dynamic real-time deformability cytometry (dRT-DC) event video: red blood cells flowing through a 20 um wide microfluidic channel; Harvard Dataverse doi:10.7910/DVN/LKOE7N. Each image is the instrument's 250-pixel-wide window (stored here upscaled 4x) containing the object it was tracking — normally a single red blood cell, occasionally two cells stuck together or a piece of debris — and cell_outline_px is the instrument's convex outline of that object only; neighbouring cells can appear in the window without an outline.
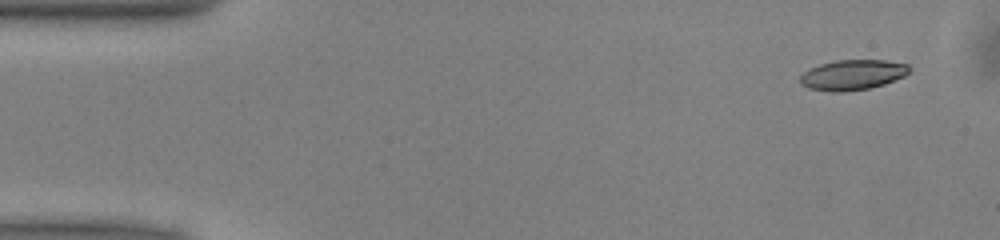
{"species": "common noctule bat (a hibernating species)", "species_latin": "Nyctalus noctula", "temperature_condition": "warm", "stored_images_in_passage": 44, "camera_frame_rate_fps": 3000, "um_per_image_px": 0.085, "animal": {"sex": "male", "body_mass_g": 13.0, "forearm_length_mm": 53.1}, "frame": {"image": 1, "passage_image": 1, "time_ms": 0.0, "image_size_px": [1000, 240], "cell_outline_px": [[912, 72], [904, 76], [884, 84], [868, 88], [844, 92], [828, 92], [808, 88], [800, 84], [800, 76], [808, 68], [820, 64], [836, 60], [884, 60], [908, 64], [912, 68]], "centroid_in_image_um": [72.47, 6.36], "position_along_channel_um": 12.5, "area_um2": 19.48}}
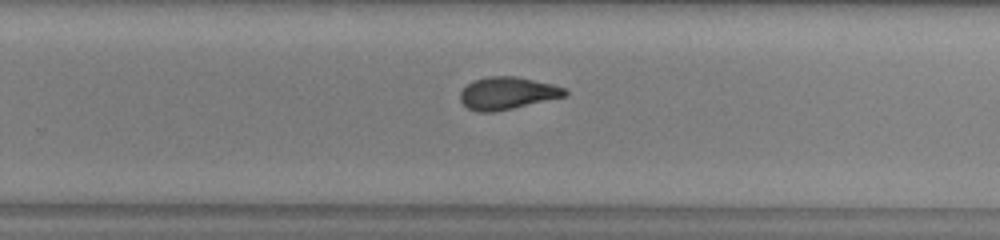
{"frame": {"image": 2, "passage_image": 30, "time_ms": 9.667, "image_size_px": [1000, 240], "cell_outline_px": [[568, 96], [512, 108], [492, 112], [476, 112], [468, 108], [460, 100], [460, 92], [472, 80], [488, 76], [516, 76], [552, 84], [564, 88], [568, 92]], "centroid_in_image_um": [43.12, 7.92], "position_along_channel_um": 286.7, "area_um2": 19.77}}
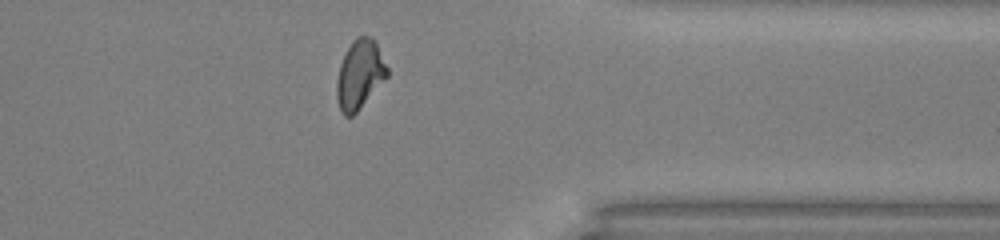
{"frame": {"image": 3, "passage_image": 38, "time_ms": 12.333, "image_size_px": [1000, 240], "cell_outline_px": [[388, 76], [356, 112], [352, 116], [344, 116], [340, 112], [336, 96], [336, 84], [340, 64], [352, 40], [356, 36], [368, 36], [376, 40], [388, 68]], "centroid_in_image_um": [30.57, 6.32], "position_along_channel_um": 380.8, "area_um2": 20.29}, "authors_computed_cell_mechanics": {"area_um2": 20.0277, "velocity_mm_per_s": 4.0096, "shape_relaxation_time_tau1_ms": 5.2223, "shape_relaxation_time_tau2_ms": 1.4294, "deformation_change_tau1": 0.1789, "deformation_change_tau2": 0.0859}}